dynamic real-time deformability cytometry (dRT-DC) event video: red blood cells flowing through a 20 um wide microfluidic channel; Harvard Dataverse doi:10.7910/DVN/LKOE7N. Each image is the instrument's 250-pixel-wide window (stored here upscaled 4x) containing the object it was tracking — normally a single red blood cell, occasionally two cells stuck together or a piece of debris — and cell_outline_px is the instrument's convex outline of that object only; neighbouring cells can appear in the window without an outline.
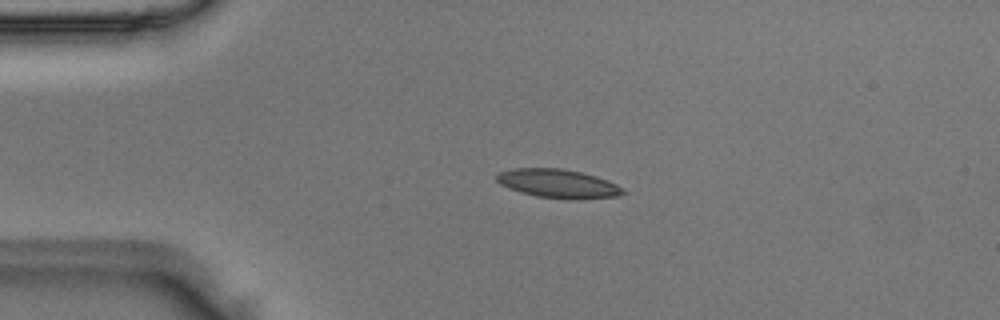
{"species": "Egyptian fruit bat (a non-hibernating species)", "species_latin": "Rousettus aegyptiacus", "temperature_condition": "room temperature", "stored_images_in_passage": 41, "camera_frame_rate_fps": 3000, "um_per_image_px": 0.085, "animal": {"sex": "male"}, "frame": {"image": 1, "passage_image": 1, "time_ms": 0.0, "image_size_px": [1000, 320], "cell_outline_px": [[628, 192], [620, 196], [536, 196], [520, 192], [500, 184], [496, 180], [496, 176], [500, 172], [512, 168], [560, 168], [580, 172], [596, 176], [608, 180], [624, 188]], "centroid_in_image_um": [47.4, 15.54], "position_along_channel_um": 37.6, "area_um2": 20.11}}
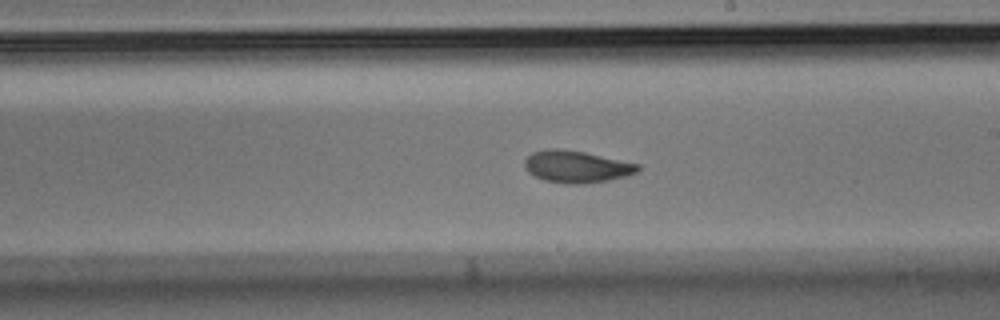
{"frame": {"image": 2, "passage_image": 19, "time_ms": 6.0, "image_size_px": [1000, 320], "cell_outline_px": [[640, 168], [636, 172], [624, 176], [608, 180], [584, 184], [568, 184], [544, 180], [528, 172], [524, 168], [524, 160], [532, 152], [552, 148], [560, 148], [584, 152], [640, 164]], "centroid_in_image_um": [48.98, 14.16], "position_along_channel_um": 240.0, "area_um2": 21.04}}
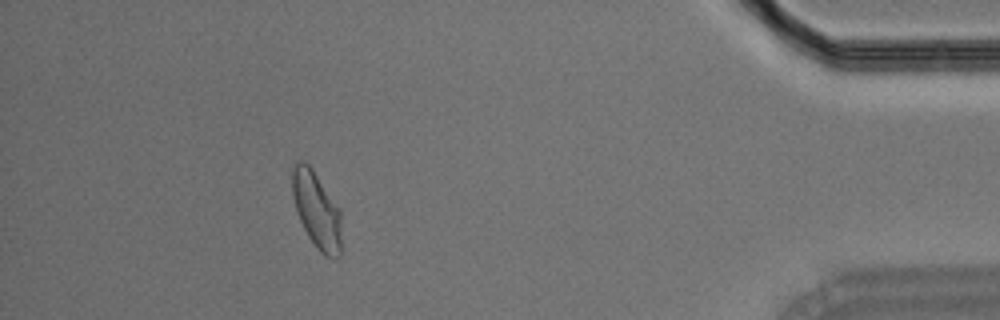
{"frame": {"image": 3, "passage_image": 36, "time_ms": 11.667, "image_size_px": [1000, 320], "cell_outline_px": [[340, 256], [324, 256], [316, 248], [308, 236], [296, 212], [292, 196], [292, 168], [296, 160], [304, 160], [312, 168], [340, 208]], "centroid_in_image_um": [26.88, 17.8], "position_along_channel_um": 408.3, "area_um2": 21.96}}